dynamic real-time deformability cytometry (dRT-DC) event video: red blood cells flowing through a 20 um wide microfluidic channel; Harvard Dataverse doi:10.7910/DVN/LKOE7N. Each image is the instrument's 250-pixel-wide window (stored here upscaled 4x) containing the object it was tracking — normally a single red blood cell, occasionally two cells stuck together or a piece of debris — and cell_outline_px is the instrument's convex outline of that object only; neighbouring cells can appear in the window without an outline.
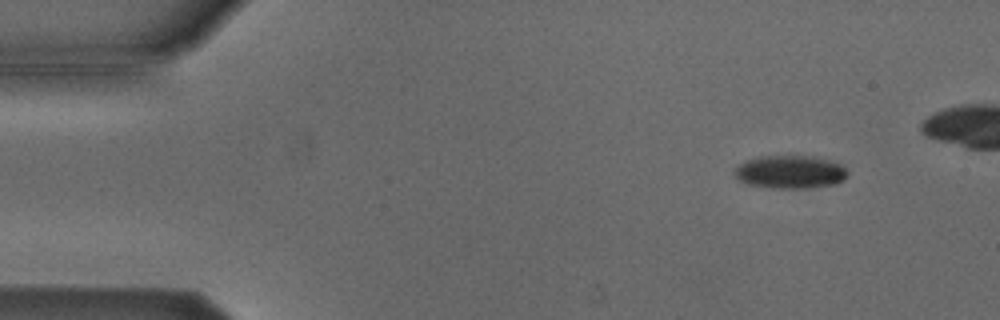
{"species": "Egyptian fruit bat (a non-hibernating species)", "species_latin": "Rousettus aegyptiacus", "temperature_condition": "cold", "stored_images_in_passage": 43, "camera_frame_rate_fps": 3000, "um_per_image_px": 0.085, "animal": {"sex": "male"}, "frame": {"image": 1, "passage_image": 1, "time_ms": 0.0, "image_size_px": [1000, 320], "cell_outline_px": [[848, 176], [844, 180], [836, 184], [804, 188], [772, 188], [748, 184], [740, 180], [732, 172], [740, 164], [756, 156], [812, 156], [828, 160], [840, 164], [848, 172]], "centroid_in_image_um": [67.17, 14.62], "position_along_channel_um": 17.8, "area_um2": 21.73}}
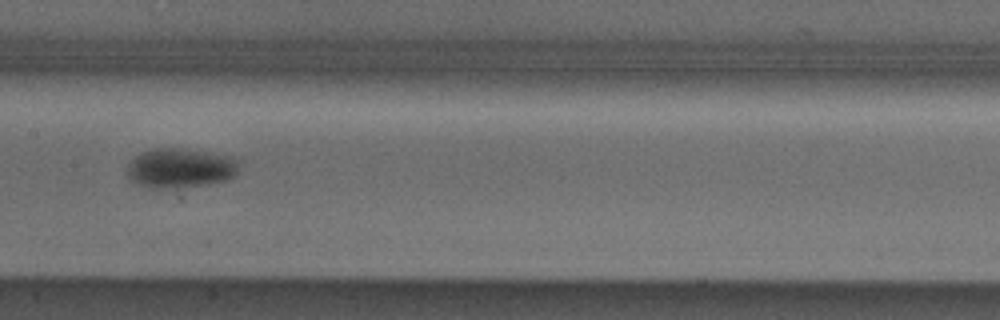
{"frame": {"image": 2, "passage_image": 22, "time_ms": 7.0, "image_size_px": [1000, 320], "cell_outline_px": [[236, 172], [228, 180], [208, 184], [180, 188], [148, 188], [136, 184], [128, 176], [128, 164], [136, 156], [144, 152], [156, 148], [172, 148], [236, 156]], "centroid_in_image_um": [15.31, 14.31], "position_along_channel_um": 192.1, "area_um2": 25.55}}
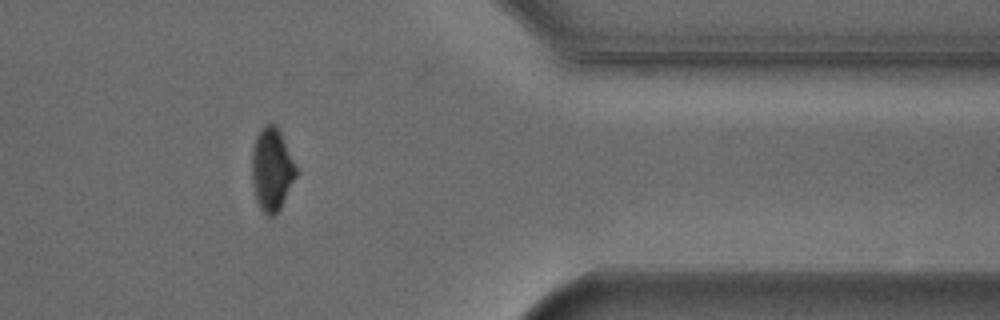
{"frame": {"image": 3, "passage_image": 39, "time_ms": 12.667, "image_size_px": [1000, 320], "cell_outline_px": [[296, 176], [280, 208], [272, 216], [268, 216], [260, 208], [256, 200], [252, 184], [252, 148], [256, 136], [260, 128], [268, 124], [276, 124], [280, 132], [296, 168]], "centroid_in_image_um": [23.07, 14.39], "position_along_channel_um": 388.3, "area_um2": 20.98}, "authors_computed_cell_mechanics": {"area_um2": 23.8136, "velocity_mm_per_s": 3.8263, "shape_relaxation_time_tau1_ms": 3.4318, "shape_relaxation_time_tau2_ms": null, "deformation_change_tau1": 0.0756, "deformation_change_tau2": null}}